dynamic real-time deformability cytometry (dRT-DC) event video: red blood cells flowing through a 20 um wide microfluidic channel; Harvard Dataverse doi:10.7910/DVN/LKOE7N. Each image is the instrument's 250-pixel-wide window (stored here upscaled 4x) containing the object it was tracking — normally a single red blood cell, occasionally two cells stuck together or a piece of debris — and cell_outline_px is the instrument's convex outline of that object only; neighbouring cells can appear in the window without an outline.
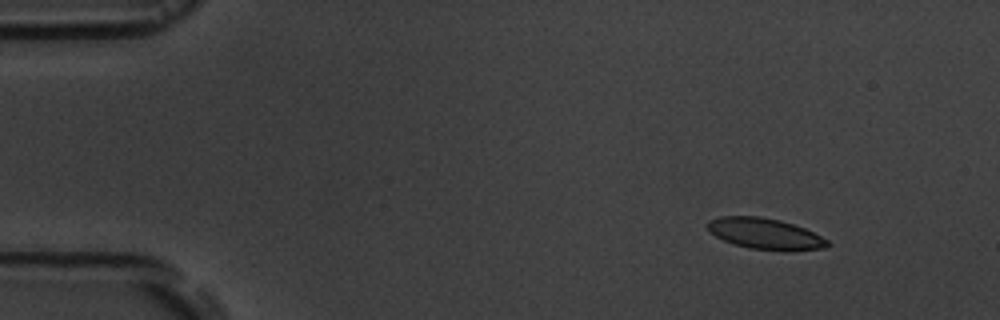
{"species": "common noctule bat (a hibernating species)", "species_latin": "Nyctalus noctula", "temperature_condition": "room temperature", "stored_images_in_passage": 3, "camera_frame_rate_fps": 3000, "um_per_image_px": 0.085, "animal": {"sex": "male", "body_mass_g": 19.5, "forearm_length_mm": 54.6}, "frame": {"image": 1, "passage_image": 1, "time_ms": 0.0, "image_size_px": [1000, 320], "cell_outline_px": [[832, 244], [824, 248], [784, 252], [748, 248], [724, 240], [716, 236], [708, 228], [708, 220], [720, 216], [760, 216], [780, 220], [804, 228], [828, 240]], "centroid_in_image_um": [65.07, 19.88], "position_along_channel_um": 19.9, "area_um2": 21.73}}